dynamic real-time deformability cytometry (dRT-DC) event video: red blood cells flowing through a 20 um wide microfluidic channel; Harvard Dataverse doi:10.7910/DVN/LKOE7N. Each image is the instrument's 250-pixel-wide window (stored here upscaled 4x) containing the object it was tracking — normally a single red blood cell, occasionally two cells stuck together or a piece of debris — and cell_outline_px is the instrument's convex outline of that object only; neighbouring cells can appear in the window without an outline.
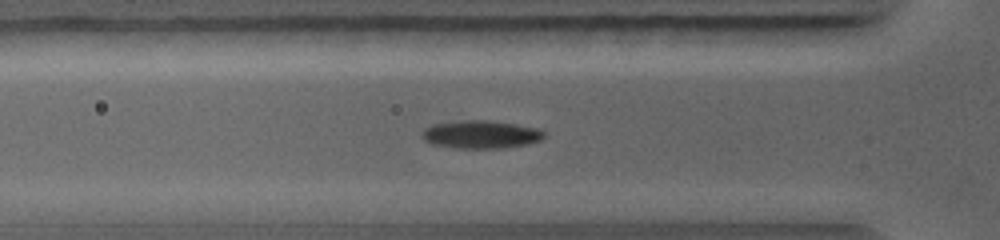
{"species": "common noctule bat (a hibernating species)", "species_latin": "Nyctalus noctula", "temperature_condition": "warm", "stored_images_in_passage": 29, "camera_frame_rate_fps": 5000, "um_per_image_px": 0.085, "animal": {"sex": "female", "body_mass_g": 19.0, "forearm_length_mm": 56.7}, "frame": {"image": 1, "passage_image": 9, "time_ms": 2.6, "image_size_px": [1000, 240], "cell_outline_px": [[544, 136], [540, 140], [528, 144], [504, 148], [452, 148], [432, 144], [424, 140], [420, 136], [420, 132], [424, 128], [432, 124], [464, 120], [488, 120], [516, 124], [536, 128], [544, 132]], "centroid_in_image_um": [40.81, 11.43], "position_along_channel_um": 85.0, "area_um2": 20.06}}
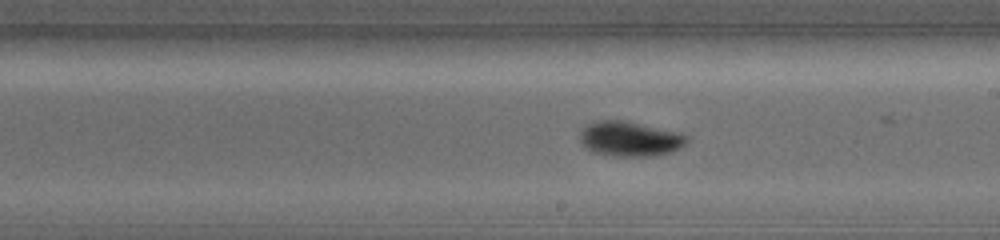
{"frame": {"image": 2, "passage_image": 18, "time_ms": 5.6, "image_size_px": [1000, 240], "cell_outline_px": [[688, 140], [680, 148], [672, 152], [652, 156], [612, 156], [592, 152], [580, 140], [580, 132], [588, 124], [600, 120], [624, 120], [688, 136]], "centroid_in_image_um": [53.51, 11.82], "position_along_channel_um": 235.5, "area_um2": 21.27}}
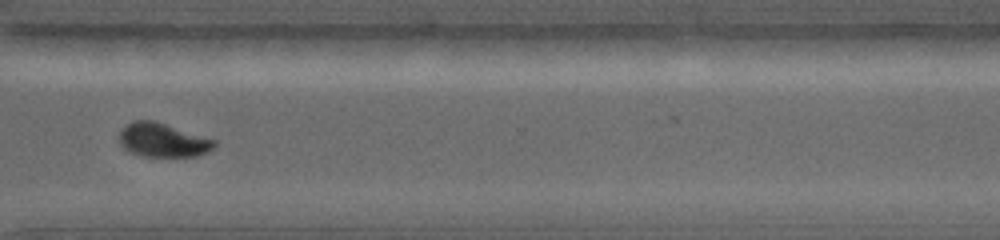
{"frame": {"image": 3, "passage_image": 25, "time_ms": 8.0, "image_size_px": [1000, 240], "cell_outline_px": [[216, 144], [208, 152], [196, 156], [144, 156], [128, 152], [120, 144], [120, 132], [132, 120], [156, 120], [216, 140]], "centroid_in_image_um": [13.84, 11.9], "position_along_channel_um": 356.8, "area_um2": 18.79}}